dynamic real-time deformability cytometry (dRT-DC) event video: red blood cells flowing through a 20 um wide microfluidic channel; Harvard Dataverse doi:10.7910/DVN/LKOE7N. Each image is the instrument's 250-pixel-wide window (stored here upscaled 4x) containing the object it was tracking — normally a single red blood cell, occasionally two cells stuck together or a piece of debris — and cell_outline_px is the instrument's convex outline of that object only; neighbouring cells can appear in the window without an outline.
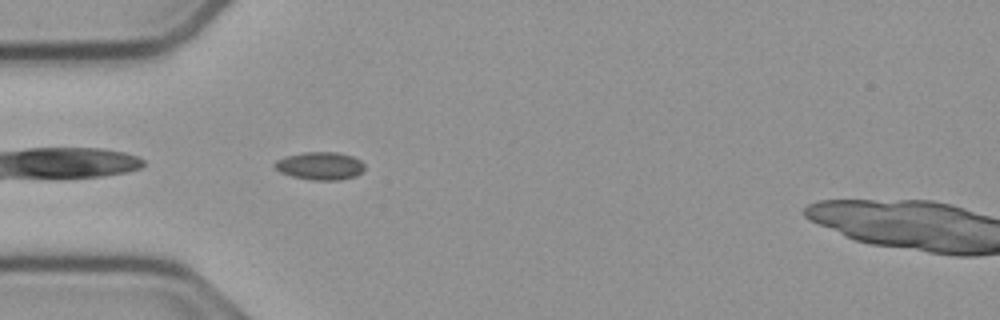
{"species": "common noctule bat (a hibernating species)", "species_latin": "Nyctalus noctula", "temperature_condition": "cold", "stored_images_in_passage": 40, "camera_frame_rate_fps": 3000, "um_per_image_px": 0.085, "animal": {"sex": "male", "body_mass_g": 23.1, "forearm_length_mm": 52.7}, "frame": {"image": 1, "passage_image": 2, "time_ms": 0.333, "image_size_px": [1000, 320], "cell_outline_px": [[364, 168], [356, 176], [340, 180], [312, 180], [292, 176], [280, 172], [272, 164], [276, 160], [284, 156], [304, 152], [336, 152], [352, 156], [360, 160], [364, 164]], "centroid_in_image_um": [27.18, 14.09], "position_along_channel_um": 57.8, "area_um2": 14.62}}
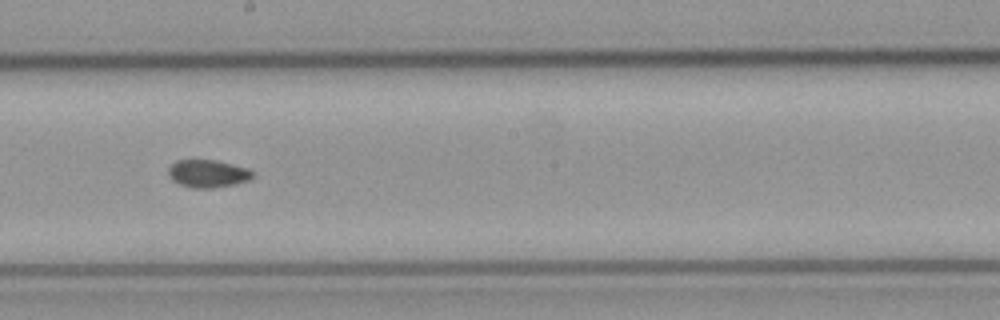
{"frame": {"image": 2, "passage_image": 16, "time_ms": 5.0, "image_size_px": [1000, 320], "cell_outline_px": [[252, 176], [248, 180], [232, 184], [212, 188], [196, 188], [180, 184], [172, 180], [168, 172], [168, 168], [176, 160], [216, 160], [248, 168], [252, 172]], "centroid_in_image_um": [17.64, 14.74], "position_along_channel_um": 230.6, "area_um2": 13.35}}
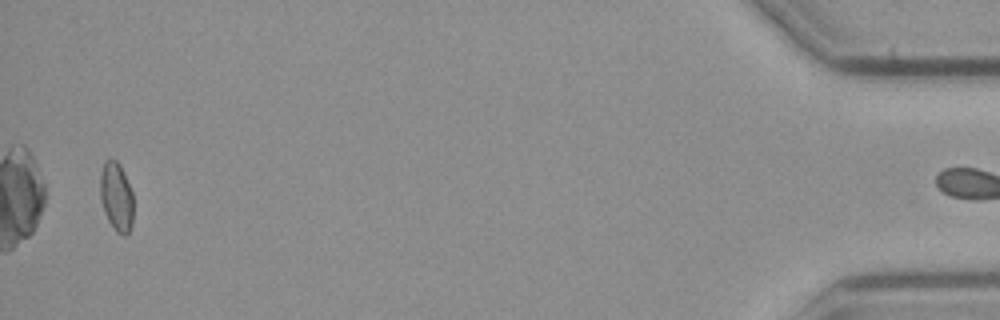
{"frame": {"image": 3, "passage_image": 39, "time_ms": 12.667, "image_size_px": [1000, 320], "cell_outline_px": [[132, 224], [128, 232], [124, 236], [116, 232], [108, 220], [104, 212], [100, 200], [100, 172], [104, 160], [116, 160], [120, 164], [132, 192]], "centroid_in_image_um": [9.87, 16.71], "position_along_channel_um": 425.3, "area_um2": 13.35}, "authors_computed_cell_mechanics": {"area_um2": 13.4674, "velocity_mm_per_s": 3.7561, "shape_relaxation_time_tau1_ms": null, "shape_relaxation_time_tau2_ms": 5.7997, "deformation_change_tau1": null, "deformation_change_tau2": 0.0788}}